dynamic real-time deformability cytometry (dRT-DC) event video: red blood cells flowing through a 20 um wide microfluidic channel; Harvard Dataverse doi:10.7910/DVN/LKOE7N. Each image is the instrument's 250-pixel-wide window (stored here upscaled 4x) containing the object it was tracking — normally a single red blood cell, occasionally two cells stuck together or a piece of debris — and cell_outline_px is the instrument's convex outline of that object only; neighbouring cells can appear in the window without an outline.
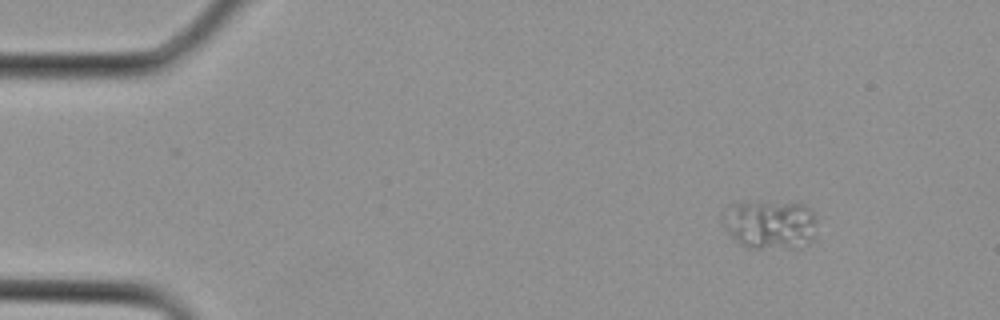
{"species": "Egyptian fruit bat (a non-hibernating species)", "species_latin": "Rousettus aegyptiacus", "temperature_condition": "cold", "stored_images_in_passage": 2, "camera_frame_rate_fps": 3000, "um_per_image_px": 0.085, "animal": {"sex": "female"}, "frame": {"image": 1, "passage_image": 1, "time_ms": 0.0, "image_size_px": [1000, 320], "cell_outline_px": [[816, 220], [812, 240], [808, 244], [796, 248], [748, 248], [740, 244], [724, 228], [720, 220], [728, 204], [796, 200], [800, 200], [812, 212]], "centroid_in_image_um": [65.45, 19.05], "position_along_channel_um": 19.5, "area_um2": 27.57}}
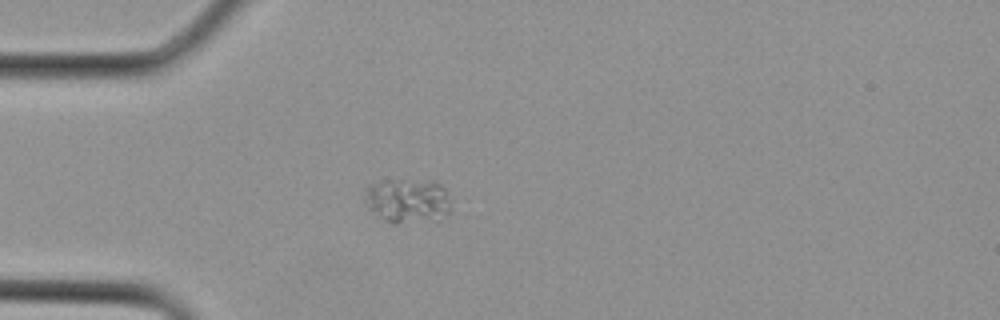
{"frame": {"image": 2, "passage_image": 2, "time_ms": 0.333, "image_size_px": [1000, 320], "cell_outline_px": [[452, 208], [448, 212], [432, 220], [396, 224], [392, 224], [384, 220], [368, 208], [364, 204], [364, 200], [368, 184], [384, 180], [436, 180], [444, 188]], "centroid_in_image_um": [34.61, 17.04], "position_along_channel_um": 50.4, "area_um2": 22.48}}